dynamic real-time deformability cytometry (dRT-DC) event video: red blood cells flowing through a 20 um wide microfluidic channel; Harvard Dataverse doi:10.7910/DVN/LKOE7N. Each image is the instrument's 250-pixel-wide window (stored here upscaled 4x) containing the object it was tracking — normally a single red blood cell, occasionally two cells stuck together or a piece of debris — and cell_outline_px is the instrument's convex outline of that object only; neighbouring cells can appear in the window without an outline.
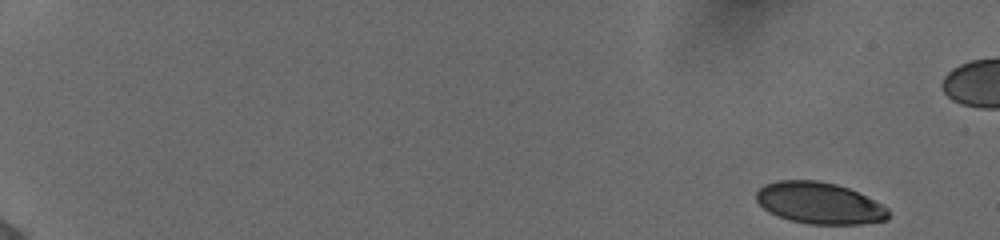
{"species": "human", "species_latin": "Homo sapiens", "temperature_condition": "cold", "stored_images_in_passage": 54, "camera_frame_rate_fps": 3000, "um_per_image_px": 0.085, "donor": {"sex": "female"}, "frame": {"image": 1, "passage_image": 1, "time_ms": 0.0, "image_size_px": [1000, 240], "cell_outline_px": [[888, 220], [864, 224], [808, 224], [788, 220], [776, 216], [768, 212], [756, 200], [756, 192], [764, 184], [776, 180], [816, 180], [836, 184], [848, 188], [888, 208]], "centroid_in_image_um": [69.6, 17.27], "position_along_channel_um": 15.4, "area_um2": 32.02}}
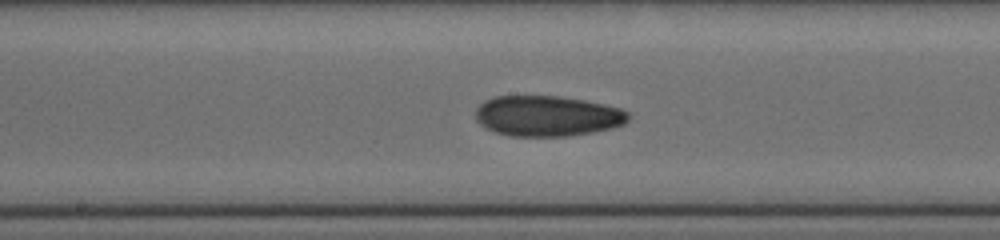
{"frame": {"image": 2, "passage_image": 30, "time_ms": 9.667, "image_size_px": [1000, 240], "cell_outline_px": [[628, 120], [624, 124], [612, 128], [592, 132], [568, 136], [508, 136], [484, 128], [476, 120], [476, 108], [484, 100], [496, 96], [560, 96], [584, 100], [604, 104], [620, 108], [628, 112]], "centroid_in_image_um": [46.5, 9.86], "position_along_channel_um": 201.7, "area_um2": 36.24}}
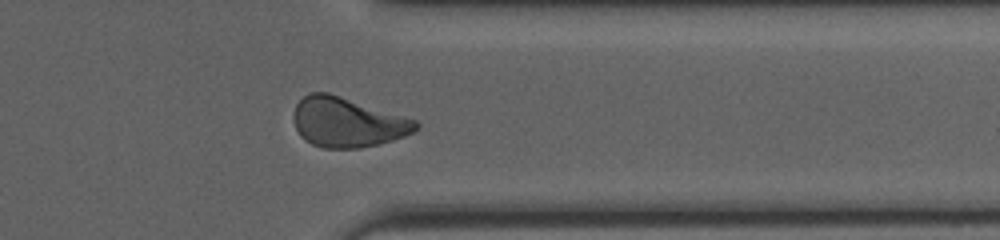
{"frame": {"image": 3, "passage_image": 44, "time_ms": 14.333, "image_size_px": [1000, 240], "cell_outline_px": [[420, 124], [412, 132], [404, 136], [380, 144], [360, 148], [324, 148], [312, 144], [304, 140], [300, 136], [296, 128], [292, 116], [296, 104], [308, 92], [328, 92], [416, 120]], "centroid_in_image_um": [29.49, 10.4], "position_along_channel_um": 381.9, "area_um2": 35.32}, "authors_computed_cell_mechanics": {"area_um2": 34.7089, "velocity_mm_per_s": 3.8804, "shape_relaxation_time_tau1_ms": 5.6719, "shape_relaxation_time_tau2_ms": 4.2233, "deformation_change_tau1": 0.1484, "deformation_change_tau2": 0.0979}}